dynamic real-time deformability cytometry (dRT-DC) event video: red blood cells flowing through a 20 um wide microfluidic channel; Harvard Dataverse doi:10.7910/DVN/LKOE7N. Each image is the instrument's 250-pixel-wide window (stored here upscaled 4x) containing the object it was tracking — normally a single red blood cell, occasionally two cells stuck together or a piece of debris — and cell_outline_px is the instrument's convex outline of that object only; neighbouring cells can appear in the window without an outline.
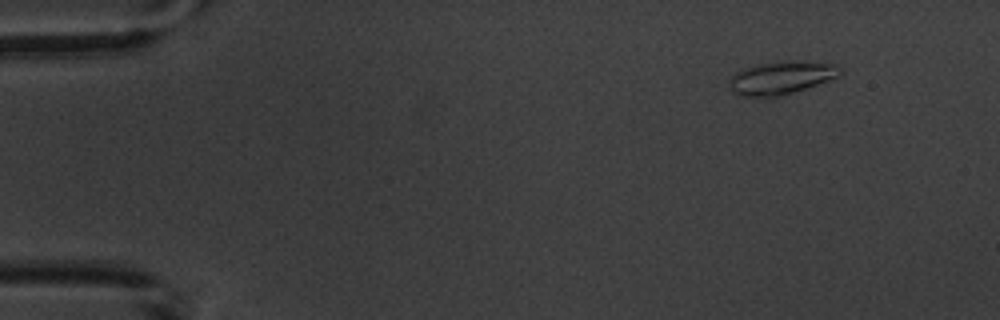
{"species": "common noctule bat (a hibernating species)", "species_latin": "Nyctalus noctula", "temperature_condition": "warm", "stored_images_in_passage": 5, "camera_frame_rate_fps": 3000, "um_per_image_px": 0.085, "animal": {"sex": "male", "body_mass_g": 20.1, "forearm_length_mm": 53.5}, "frame": {"image": 1, "passage_image": 5, "time_ms": 5.333, "image_size_px": [1000, 320], "cell_outline_px": [[844, 72], [828, 80], [772, 100], [740, 96], [732, 92], [728, 88], [732, 76], [736, 72], [744, 68], [760, 64], [836, 64]], "centroid_in_image_um": [66.28, 6.73], "position_along_channel_um": 18.7, "area_um2": 20.63}}